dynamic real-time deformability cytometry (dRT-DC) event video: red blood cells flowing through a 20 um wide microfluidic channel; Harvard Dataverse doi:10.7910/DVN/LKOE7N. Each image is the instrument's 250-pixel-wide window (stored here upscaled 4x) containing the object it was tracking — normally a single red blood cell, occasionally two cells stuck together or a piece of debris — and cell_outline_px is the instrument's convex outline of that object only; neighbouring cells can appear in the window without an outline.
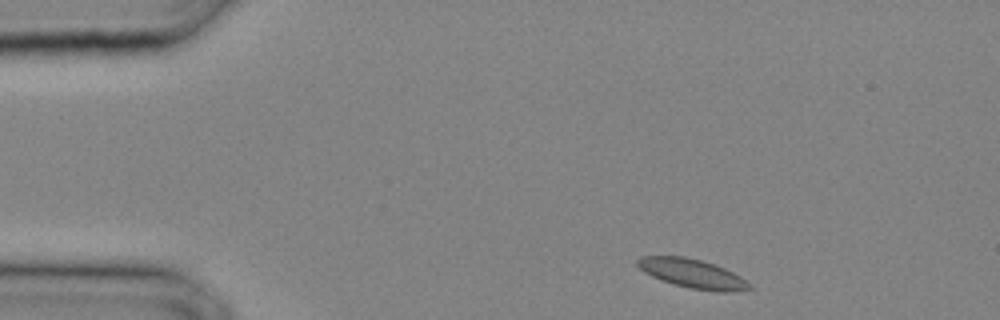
{"species": "common noctule bat (a hibernating species)", "species_latin": "Nyctalus noctula", "temperature_condition": "cold", "stored_images_in_passage": 27, "camera_frame_rate_fps": 3000, "um_per_image_px": 0.085, "animal": {"sex": "male", "body_mass_g": 20.4}, "frame": {"image": 1, "passage_image": 1, "time_ms": 0.0, "image_size_px": [1000, 320], "cell_outline_px": [[752, 288], [732, 292], [716, 292], [688, 288], [672, 284], [652, 276], [644, 272], [636, 264], [636, 260], [640, 256], [684, 256], [716, 264], [740, 276]], "centroid_in_image_um": [58.82, 23.25], "position_along_channel_um": 26.2, "area_um2": 18.96}}
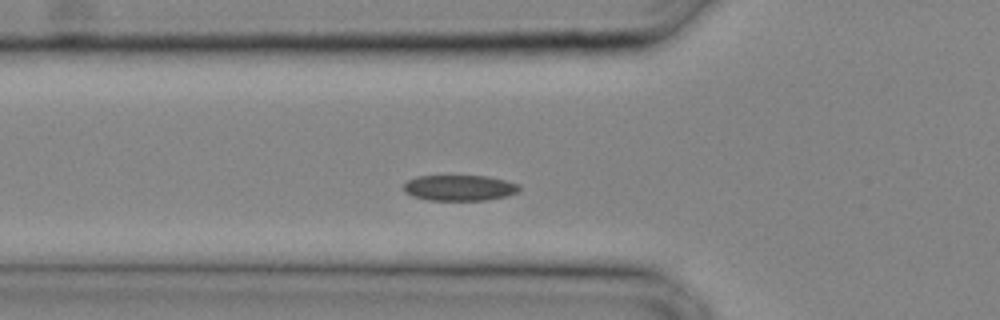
{"frame": {"image": 2, "passage_image": 7, "time_ms": 2.0, "image_size_px": [1000, 320], "cell_outline_px": [[520, 188], [516, 192], [504, 196], [484, 200], [428, 200], [412, 196], [404, 192], [404, 184], [408, 180], [416, 176], [488, 176], [520, 184]], "centroid_in_image_um": [39.02, 15.96], "position_along_channel_um": 86.8, "area_um2": 17.22}}
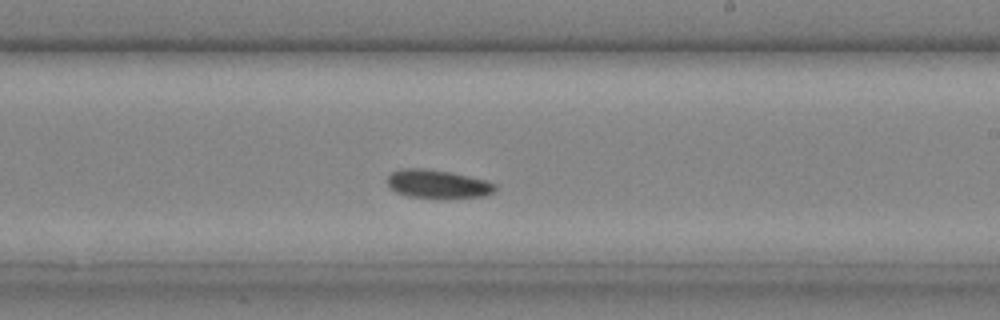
{"frame": {"image": 3, "passage_image": 15, "time_ms": 4.667, "image_size_px": [1000, 320], "cell_outline_px": [[496, 192], [484, 196], [408, 196], [396, 192], [388, 188], [388, 176], [392, 172], [400, 168], [428, 168], [452, 172], [484, 180], [496, 184]], "centroid_in_image_um": [37.17, 15.6], "position_along_channel_um": 251.8, "area_um2": 17.46}}